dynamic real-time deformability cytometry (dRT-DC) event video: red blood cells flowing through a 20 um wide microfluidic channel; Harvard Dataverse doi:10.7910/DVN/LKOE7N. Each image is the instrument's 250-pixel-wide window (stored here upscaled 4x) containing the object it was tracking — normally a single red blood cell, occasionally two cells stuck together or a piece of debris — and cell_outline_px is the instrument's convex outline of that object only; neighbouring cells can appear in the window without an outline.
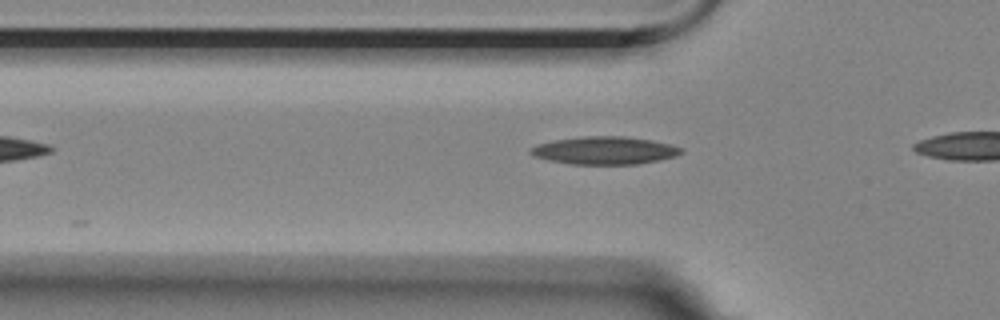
{"species": "Egyptian fruit bat (a non-hibernating species)", "species_latin": "Rousettus aegyptiacus", "temperature_condition": "room temperature", "stored_images_in_passage": 5, "camera_frame_rate_fps": 3000, "um_per_image_px": 0.085, "animal": {"sex": "female"}, "frame": {"image": 1, "passage_image": 2, "time_ms": 0.333, "image_size_px": [1000, 320], "cell_outline_px": [[684, 152], [676, 156], [636, 164], [572, 164], [548, 160], [536, 156], [528, 152], [532, 148], [540, 144], [556, 140], [584, 136], [624, 136], [652, 140], [672, 144], [684, 148]], "centroid_in_image_um": [51.46, 12.78], "position_along_channel_um": 74.3, "area_um2": 24.16}}